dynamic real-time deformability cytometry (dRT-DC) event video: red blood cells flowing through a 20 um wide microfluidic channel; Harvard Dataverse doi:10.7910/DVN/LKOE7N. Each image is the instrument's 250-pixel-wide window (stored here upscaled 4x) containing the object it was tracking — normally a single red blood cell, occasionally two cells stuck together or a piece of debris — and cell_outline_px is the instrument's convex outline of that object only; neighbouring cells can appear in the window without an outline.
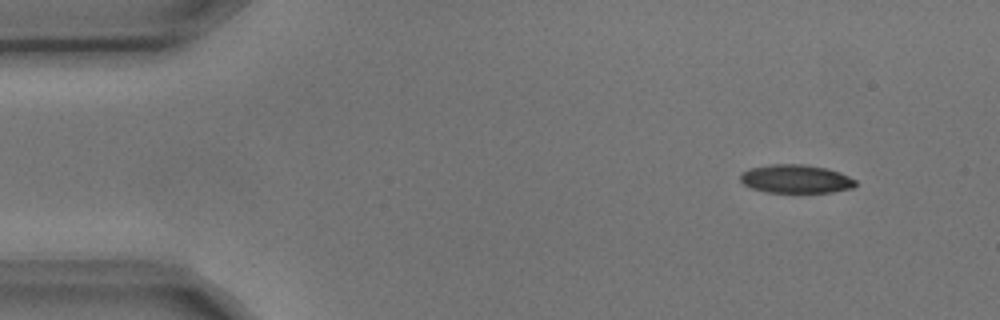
{"species": "common noctule bat (a hibernating species)", "species_latin": "Nyctalus noctula", "temperature_condition": "cold", "stored_images_in_passage": 3, "camera_frame_rate_fps": 3000, "um_per_image_px": 0.085, "animal": {"sex": "male", "body_mass_g": 17.9, "forearm_length_mm": 54.2}, "frame": {"image": 1, "passage_image": 1, "time_ms": 0.0, "image_size_px": [1000, 320], "cell_outline_px": [[856, 184], [852, 188], [832, 192], [768, 192], [752, 188], [744, 184], [740, 180], [740, 172], [748, 168], [772, 164], [804, 164], [824, 168], [840, 172], [856, 180]], "centroid_in_image_um": [67.62, 15.2], "position_along_channel_um": 17.4, "area_um2": 19.07}}